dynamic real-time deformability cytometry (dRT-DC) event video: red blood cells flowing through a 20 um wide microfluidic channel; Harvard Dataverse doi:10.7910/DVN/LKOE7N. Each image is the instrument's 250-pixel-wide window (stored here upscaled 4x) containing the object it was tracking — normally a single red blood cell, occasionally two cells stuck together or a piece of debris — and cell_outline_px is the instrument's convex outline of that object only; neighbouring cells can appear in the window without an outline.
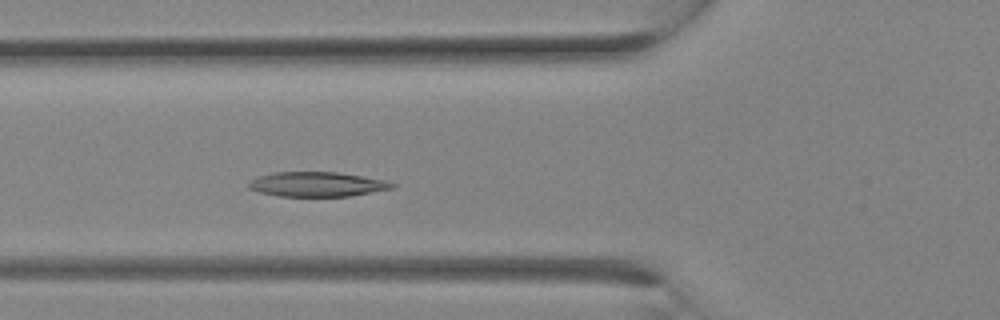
{"species": "Egyptian fruit bat (a non-hibernating species)", "species_latin": "Rousettus aegyptiacus", "temperature_condition": "room temperature", "stored_images_in_passage": 8, "camera_frame_rate_fps": 3000, "um_per_image_px": 0.085, "animal": {"sex": "female"}, "frame": {"image": 1, "passage_image": 8, "time_ms": 2.333, "image_size_px": [1000, 320], "cell_outline_px": [[396, 188], [352, 196], [280, 196], [260, 192], [248, 188], [248, 184], [252, 180], [260, 176], [272, 172], [336, 172], [388, 180], [396, 184]], "centroid_in_image_um": [27.03, 15.66], "position_along_channel_um": 98.8, "area_um2": 20.69}}